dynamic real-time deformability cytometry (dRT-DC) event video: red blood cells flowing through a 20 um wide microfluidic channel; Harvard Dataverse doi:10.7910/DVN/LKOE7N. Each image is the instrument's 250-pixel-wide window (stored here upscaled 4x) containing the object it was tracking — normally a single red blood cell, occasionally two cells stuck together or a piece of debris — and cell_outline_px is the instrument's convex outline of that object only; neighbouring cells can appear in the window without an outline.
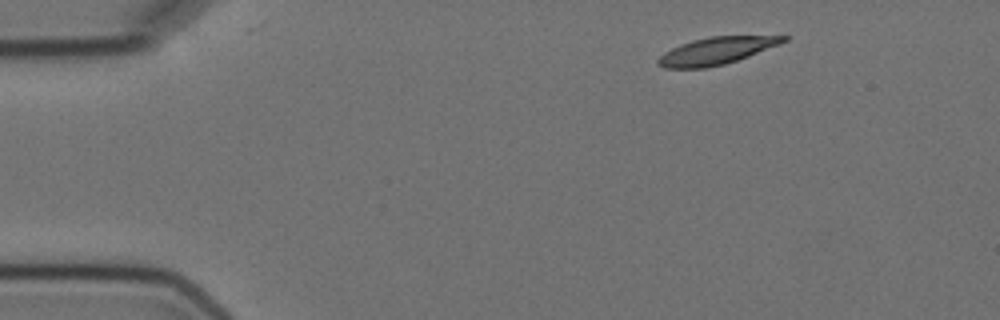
{"species": "Egyptian fruit bat (a non-hibernating species)", "species_latin": "Rousettus aegyptiacus", "temperature_condition": "cold", "stored_images_in_passage": 7, "camera_frame_rate_fps": 3000, "um_per_image_px": 0.085, "animal": {"sex": "female"}, "frame": {"image": 1, "passage_image": 1, "time_ms": 0.0, "image_size_px": [1000, 320], "cell_outline_px": [[788, 40], [780, 44], [748, 56], [724, 64], [704, 68], [664, 68], [656, 64], [656, 60], [664, 52], [680, 44], [692, 40], [712, 36], [788, 36]], "centroid_in_image_um": [60.85, 4.32], "position_along_channel_um": 24.2, "area_um2": 19.71}}
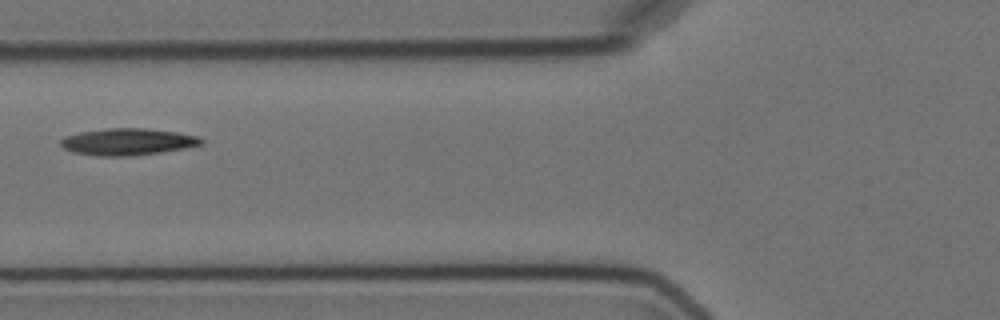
{"frame": {"image": 2, "passage_image": 5, "time_ms": 4.667, "image_size_px": [1000, 320], "cell_outline_px": [[204, 144], [184, 148], [160, 152], [132, 156], [96, 156], [72, 152], [64, 148], [60, 144], [60, 140], [68, 136], [80, 132], [108, 128], [148, 128], [176, 132], [200, 136], [204, 140]], "centroid_in_image_um": [10.88, 12.05], "position_along_channel_um": 114.9, "area_um2": 22.02}}
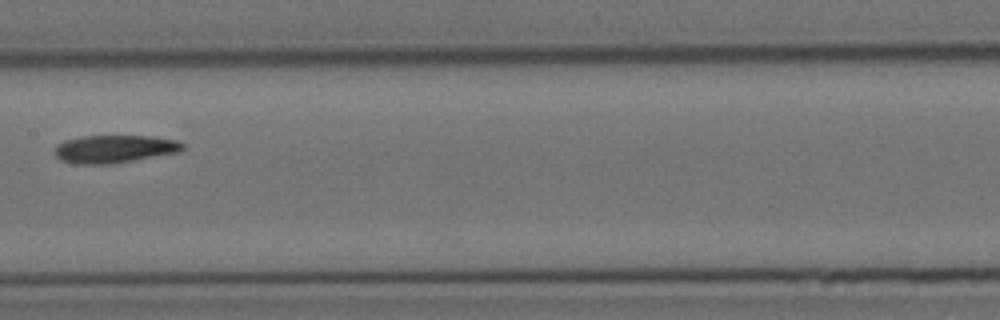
{"frame": {"image": 3, "passage_image": 7, "time_ms": 7.0, "image_size_px": [1000, 320], "cell_outline_px": [[184, 148], [180, 152], [108, 164], [76, 164], [60, 160], [52, 152], [56, 144], [64, 140], [80, 136], [152, 136], [176, 140], [184, 144]], "centroid_in_image_um": [9.67, 12.65], "position_along_channel_um": 197.7, "area_um2": 20.87}}